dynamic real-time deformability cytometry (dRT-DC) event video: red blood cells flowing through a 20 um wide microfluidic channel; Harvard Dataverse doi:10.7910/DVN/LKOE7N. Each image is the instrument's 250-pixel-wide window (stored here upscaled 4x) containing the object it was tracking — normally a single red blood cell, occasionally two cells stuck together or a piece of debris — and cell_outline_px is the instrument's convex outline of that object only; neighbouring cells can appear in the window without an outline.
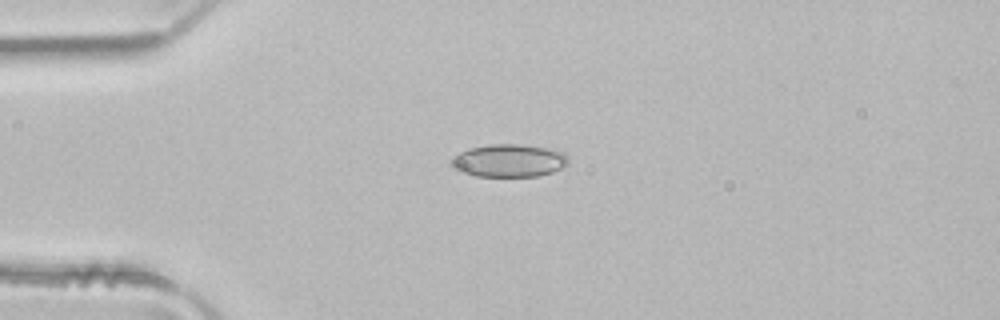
{"species": "common noctule bat (a hibernating species)", "species_latin": "Nyctalus noctula", "temperature_condition": "room temperature", "stored_images_in_passage": 5, "camera_frame_rate_fps": 3000, "um_per_image_px": 0.085, "animal": {"sex": "male", "body_mass_g": 21.5, "forearm_length_mm": 52.0}, "frame": {"image": 1, "passage_image": 3, "time_ms": 0.667, "image_size_px": [1000, 320], "cell_outline_px": [[568, 164], [552, 172], [540, 176], [476, 176], [460, 172], [452, 168], [448, 164], [448, 160], [460, 152], [468, 148], [488, 144], [520, 144], [544, 148], [564, 152], [568, 156]], "centroid_in_image_um": [43.19, 13.65], "position_along_channel_um": 41.8, "area_um2": 22.6}}
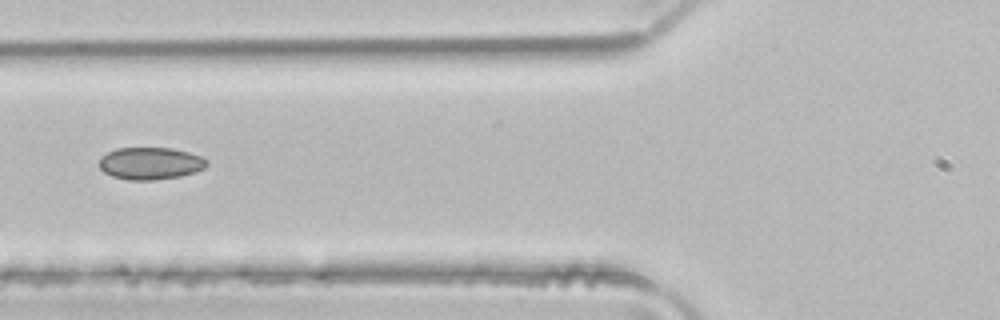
{"frame": {"image": 2, "passage_image": 5, "time_ms": 1.333, "image_size_px": [1000, 320], "cell_outline_px": [[208, 164], [204, 168], [196, 172], [180, 176], [152, 180], [128, 180], [112, 176], [104, 172], [100, 168], [100, 156], [116, 148], [172, 148], [188, 152], [200, 156], [208, 160]], "centroid_in_image_um": [12.78, 13.88], "position_along_channel_um": 113.0, "area_um2": 20.23}}